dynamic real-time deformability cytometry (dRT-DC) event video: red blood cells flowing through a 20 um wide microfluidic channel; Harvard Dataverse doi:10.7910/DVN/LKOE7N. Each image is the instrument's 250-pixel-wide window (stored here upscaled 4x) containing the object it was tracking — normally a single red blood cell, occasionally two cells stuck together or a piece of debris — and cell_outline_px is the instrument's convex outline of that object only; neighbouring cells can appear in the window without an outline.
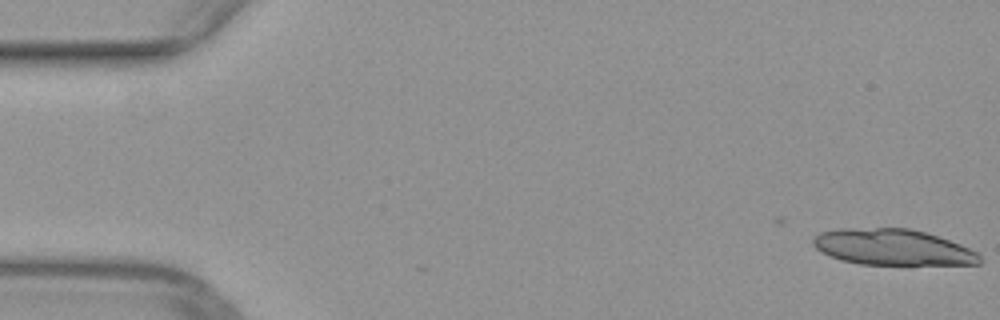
{"species": "common noctule bat (a hibernating species)", "species_latin": "Nyctalus noctula", "temperature_condition": "warm", "stored_images_in_passage": 3, "camera_frame_rate_fps": 3000, "um_per_image_px": 0.085, "animal": {"sex": "female", "body_mass_g": 29.2, "forearm_length_mm": 56.3}, "frame": {"image": 1, "passage_image": 1, "time_ms": 0.0, "image_size_px": [1000, 320], "cell_outline_px": [[980, 264], [860, 264], [840, 260], [828, 256], [820, 252], [812, 244], [812, 240], [820, 232], [840, 228], [908, 228], [924, 232], [960, 244], [980, 252]], "centroid_in_image_um": [75.84, 21.01], "position_along_channel_um": 9.2, "area_um2": 34.91}}